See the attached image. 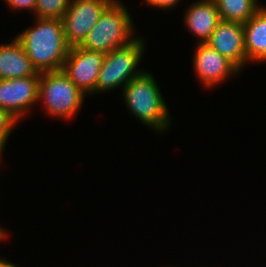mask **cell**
Segmentation results:
<instances>
[{"label": "cell", "instance_id": "5b68a950", "mask_svg": "<svg viewBox=\"0 0 266 267\" xmlns=\"http://www.w3.org/2000/svg\"><path fill=\"white\" fill-rule=\"evenodd\" d=\"M86 96L62 69L40 73L38 102L44 104L52 117L61 120L73 118Z\"/></svg>", "mask_w": 266, "mask_h": 267}, {"label": "cell", "instance_id": "6da1fadb", "mask_svg": "<svg viewBox=\"0 0 266 267\" xmlns=\"http://www.w3.org/2000/svg\"><path fill=\"white\" fill-rule=\"evenodd\" d=\"M35 24L24 29L16 38L39 73L61 70L71 48L64 34L62 19L36 18Z\"/></svg>", "mask_w": 266, "mask_h": 267}, {"label": "cell", "instance_id": "30bf717a", "mask_svg": "<svg viewBox=\"0 0 266 267\" xmlns=\"http://www.w3.org/2000/svg\"><path fill=\"white\" fill-rule=\"evenodd\" d=\"M207 44L232 61L240 70L247 66L243 24L221 21Z\"/></svg>", "mask_w": 266, "mask_h": 267}, {"label": "cell", "instance_id": "7402d4cb", "mask_svg": "<svg viewBox=\"0 0 266 267\" xmlns=\"http://www.w3.org/2000/svg\"><path fill=\"white\" fill-rule=\"evenodd\" d=\"M7 267H17V266L14 265L13 263H10Z\"/></svg>", "mask_w": 266, "mask_h": 267}, {"label": "cell", "instance_id": "4fadbf2b", "mask_svg": "<svg viewBox=\"0 0 266 267\" xmlns=\"http://www.w3.org/2000/svg\"><path fill=\"white\" fill-rule=\"evenodd\" d=\"M243 27L247 63L266 62V6H262Z\"/></svg>", "mask_w": 266, "mask_h": 267}, {"label": "cell", "instance_id": "9c48e42d", "mask_svg": "<svg viewBox=\"0 0 266 267\" xmlns=\"http://www.w3.org/2000/svg\"><path fill=\"white\" fill-rule=\"evenodd\" d=\"M193 55V68L196 77L206 88L223 83L240 70L232 61L220 55L207 43H196Z\"/></svg>", "mask_w": 266, "mask_h": 267}, {"label": "cell", "instance_id": "9a60e30c", "mask_svg": "<svg viewBox=\"0 0 266 267\" xmlns=\"http://www.w3.org/2000/svg\"><path fill=\"white\" fill-rule=\"evenodd\" d=\"M70 3L71 0H37L34 16L62 19Z\"/></svg>", "mask_w": 266, "mask_h": 267}, {"label": "cell", "instance_id": "ba28073f", "mask_svg": "<svg viewBox=\"0 0 266 267\" xmlns=\"http://www.w3.org/2000/svg\"><path fill=\"white\" fill-rule=\"evenodd\" d=\"M39 81L40 76L0 79V108L21 121L39 103Z\"/></svg>", "mask_w": 266, "mask_h": 267}, {"label": "cell", "instance_id": "7c38bea8", "mask_svg": "<svg viewBox=\"0 0 266 267\" xmlns=\"http://www.w3.org/2000/svg\"><path fill=\"white\" fill-rule=\"evenodd\" d=\"M40 76L19 40L0 44V79Z\"/></svg>", "mask_w": 266, "mask_h": 267}, {"label": "cell", "instance_id": "277c9868", "mask_svg": "<svg viewBox=\"0 0 266 267\" xmlns=\"http://www.w3.org/2000/svg\"><path fill=\"white\" fill-rule=\"evenodd\" d=\"M145 44L143 37L137 36L130 43L106 53L95 94L106 93L119 87L122 90L130 80L140 76L145 71L138 67L145 53Z\"/></svg>", "mask_w": 266, "mask_h": 267}, {"label": "cell", "instance_id": "52a82bcc", "mask_svg": "<svg viewBox=\"0 0 266 267\" xmlns=\"http://www.w3.org/2000/svg\"><path fill=\"white\" fill-rule=\"evenodd\" d=\"M104 59L103 52L74 46L70 48L62 70L84 94L95 95V87Z\"/></svg>", "mask_w": 266, "mask_h": 267}, {"label": "cell", "instance_id": "ffe728a7", "mask_svg": "<svg viewBox=\"0 0 266 267\" xmlns=\"http://www.w3.org/2000/svg\"><path fill=\"white\" fill-rule=\"evenodd\" d=\"M10 264V262L4 258L0 259V267H7Z\"/></svg>", "mask_w": 266, "mask_h": 267}, {"label": "cell", "instance_id": "44dd1931", "mask_svg": "<svg viewBox=\"0 0 266 267\" xmlns=\"http://www.w3.org/2000/svg\"><path fill=\"white\" fill-rule=\"evenodd\" d=\"M3 150H4V148L2 146H0V158L2 157L1 155H2ZM0 161H1V159H0Z\"/></svg>", "mask_w": 266, "mask_h": 267}, {"label": "cell", "instance_id": "8992f818", "mask_svg": "<svg viewBox=\"0 0 266 267\" xmlns=\"http://www.w3.org/2000/svg\"><path fill=\"white\" fill-rule=\"evenodd\" d=\"M113 0H71L62 17L63 30L71 47L80 46L101 14Z\"/></svg>", "mask_w": 266, "mask_h": 267}, {"label": "cell", "instance_id": "e0dca14e", "mask_svg": "<svg viewBox=\"0 0 266 267\" xmlns=\"http://www.w3.org/2000/svg\"><path fill=\"white\" fill-rule=\"evenodd\" d=\"M8 7L13 10H27L31 11V13L35 12L37 0H5ZM29 9V10H28Z\"/></svg>", "mask_w": 266, "mask_h": 267}, {"label": "cell", "instance_id": "5bb4252c", "mask_svg": "<svg viewBox=\"0 0 266 267\" xmlns=\"http://www.w3.org/2000/svg\"><path fill=\"white\" fill-rule=\"evenodd\" d=\"M222 21L244 24L262 7L258 0H214Z\"/></svg>", "mask_w": 266, "mask_h": 267}, {"label": "cell", "instance_id": "ac0fdd59", "mask_svg": "<svg viewBox=\"0 0 266 267\" xmlns=\"http://www.w3.org/2000/svg\"><path fill=\"white\" fill-rule=\"evenodd\" d=\"M150 7L162 10H170L178 5L180 0H143ZM177 4V5H176Z\"/></svg>", "mask_w": 266, "mask_h": 267}, {"label": "cell", "instance_id": "8fae6325", "mask_svg": "<svg viewBox=\"0 0 266 267\" xmlns=\"http://www.w3.org/2000/svg\"><path fill=\"white\" fill-rule=\"evenodd\" d=\"M185 12V27L198 38L199 44L207 43L222 21L214 0H197L189 5Z\"/></svg>", "mask_w": 266, "mask_h": 267}, {"label": "cell", "instance_id": "7a4b0ae2", "mask_svg": "<svg viewBox=\"0 0 266 267\" xmlns=\"http://www.w3.org/2000/svg\"><path fill=\"white\" fill-rule=\"evenodd\" d=\"M154 76L144 71L130 80L122 89V97L128 111L142 124L155 132L170 129L172 118Z\"/></svg>", "mask_w": 266, "mask_h": 267}, {"label": "cell", "instance_id": "2e32d148", "mask_svg": "<svg viewBox=\"0 0 266 267\" xmlns=\"http://www.w3.org/2000/svg\"><path fill=\"white\" fill-rule=\"evenodd\" d=\"M19 123L8 111L0 108V146L5 148L7 140Z\"/></svg>", "mask_w": 266, "mask_h": 267}, {"label": "cell", "instance_id": "d6986e66", "mask_svg": "<svg viewBox=\"0 0 266 267\" xmlns=\"http://www.w3.org/2000/svg\"><path fill=\"white\" fill-rule=\"evenodd\" d=\"M7 235V231L0 226V241L2 242L4 239H6L8 237Z\"/></svg>", "mask_w": 266, "mask_h": 267}, {"label": "cell", "instance_id": "3957f363", "mask_svg": "<svg viewBox=\"0 0 266 267\" xmlns=\"http://www.w3.org/2000/svg\"><path fill=\"white\" fill-rule=\"evenodd\" d=\"M127 10L122 1L113 0L80 47L106 54L134 40L136 30Z\"/></svg>", "mask_w": 266, "mask_h": 267}]
</instances>
